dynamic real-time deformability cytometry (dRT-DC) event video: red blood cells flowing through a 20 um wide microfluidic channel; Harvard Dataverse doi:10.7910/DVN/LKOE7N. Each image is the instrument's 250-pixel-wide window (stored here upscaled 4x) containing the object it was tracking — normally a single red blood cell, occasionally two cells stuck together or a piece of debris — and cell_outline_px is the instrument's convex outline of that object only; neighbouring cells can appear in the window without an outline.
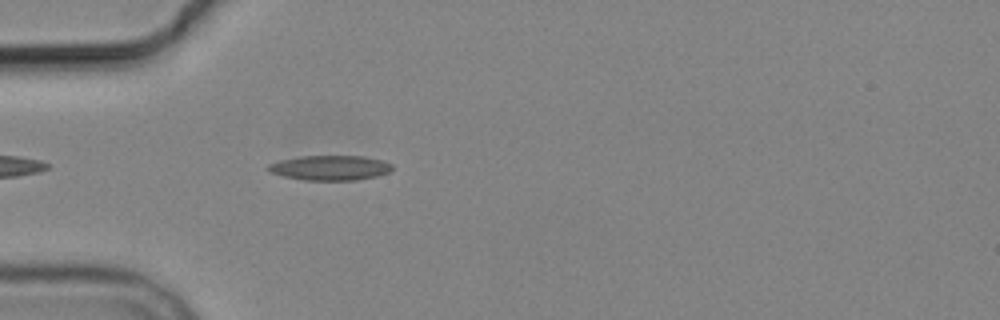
{"species": "common noctule bat (a hibernating species)", "species_latin": "Nyctalus noctula", "temperature_condition": "cold", "stored_images_in_passage": 5, "camera_frame_rate_fps": 3000, "um_per_image_px": 0.085, "animal": {"sex": "male", "body_mass_g": 19.2, "forearm_length_mm": 51.8}, "frame": {"image": 1, "passage_image": 5, "time_ms": 4.667, "image_size_px": [1000, 320], "cell_outline_px": [[392, 172], [376, 176], [356, 180], [304, 180], [284, 176], [268, 172], [264, 168], [268, 164], [280, 160], [300, 156], [364, 156], [380, 160], [392, 164]], "centroid_in_image_um": [28.03, 14.26], "position_along_channel_um": 57.0, "area_um2": 18.09}}